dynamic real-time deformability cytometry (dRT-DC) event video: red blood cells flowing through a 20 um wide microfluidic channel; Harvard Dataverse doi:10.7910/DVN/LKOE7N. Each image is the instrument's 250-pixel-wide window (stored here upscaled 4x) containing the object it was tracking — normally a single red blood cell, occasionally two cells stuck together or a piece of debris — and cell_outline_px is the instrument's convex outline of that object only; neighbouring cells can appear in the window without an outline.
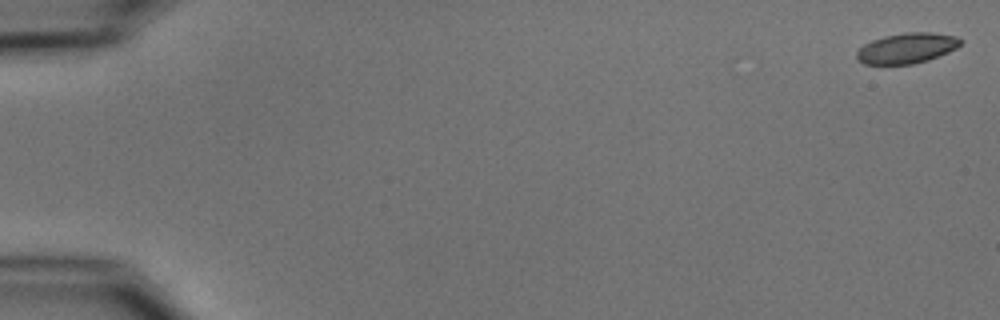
{"species": "common noctule bat (a hibernating species)", "species_latin": "Nyctalus noctula", "temperature_condition": "cold", "stored_images_in_passage": 6, "camera_frame_rate_fps": 3000, "um_per_image_px": 0.085, "animal": {"sex": "male", "body_mass_g": 15.6}, "frame": {"image": 1, "passage_image": 1, "time_ms": 0.0, "image_size_px": [1000, 320], "cell_outline_px": [[964, 40], [956, 48], [948, 52], [928, 60], [912, 64], [864, 64], [856, 60], [856, 52], [864, 44], [872, 40], [884, 36], [904, 32], [932, 32], [956, 36]], "centroid_in_image_um": [77.07, 4.09], "position_along_channel_um": 7.9, "area_um2": 18.5}}
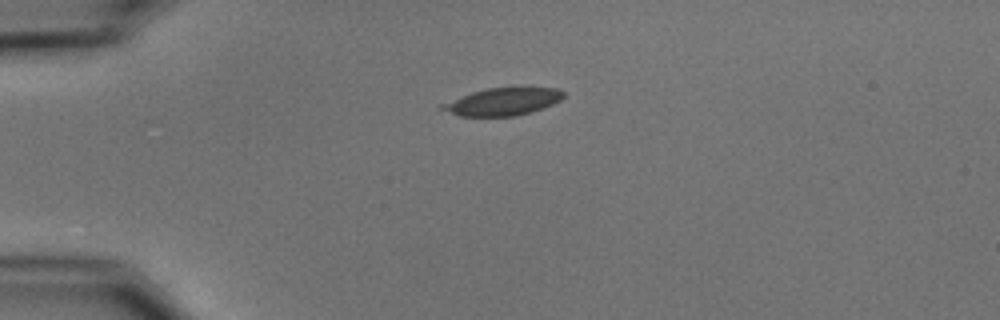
{"frame": {"image": 2, "passage_image": 4, "time_ms": 4.333, "image_size_px": [1000, 320], "cell_outline_px": [[564, 96], [560, 100], [552, 104], [532, 112], [516, 116], [460, 116], [436, 108], [440, 104], [472, 92], [488, 88], [520, 84], [528, 84], [556, 88], [564, 92]], "centroid_in_image_um": [42.79, 8.58], "position_along_channel_um": 42.2, "area_um2": 20.4}}